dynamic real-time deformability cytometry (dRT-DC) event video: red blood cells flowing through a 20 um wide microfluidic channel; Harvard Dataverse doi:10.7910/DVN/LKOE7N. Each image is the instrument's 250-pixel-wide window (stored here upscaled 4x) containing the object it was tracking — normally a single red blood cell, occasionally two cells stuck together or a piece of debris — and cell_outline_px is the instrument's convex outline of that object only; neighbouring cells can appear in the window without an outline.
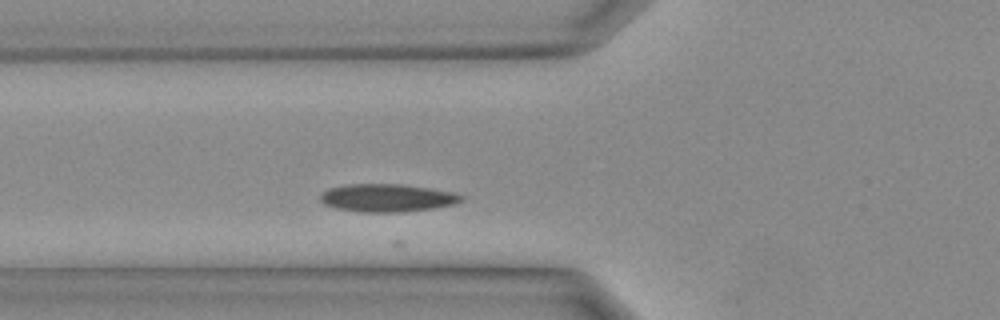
{"species": "Egyptian fruit bat (a non-hibernating species)", "species_latin": "Rousettus aegyptiacus", "temperature_condition": "warm", "stored_images_in_passage": 6, "camera_frame_rate_fps": 3000, "um_per_image_px": 0.085, "animal": {"sex": "female"}, "frame": {"image": 1, "passage_image": 3, "time_ms": 0.667, "image_size_px": [1000, 320], "cell_outline_px": [[464, 200], [456, 204], [432, 208], [400, 212], [364, 212], [336, 208], [324, 204], [320, 200], [320, 196], [328, 188], [348, 184], [400, 184], [428, 188], [452, 192], [464, 196]], "centroid_in_image_um": [32.92, 16.82], "position_along_channel_um": 92.9, "area_um2": 22.77}}